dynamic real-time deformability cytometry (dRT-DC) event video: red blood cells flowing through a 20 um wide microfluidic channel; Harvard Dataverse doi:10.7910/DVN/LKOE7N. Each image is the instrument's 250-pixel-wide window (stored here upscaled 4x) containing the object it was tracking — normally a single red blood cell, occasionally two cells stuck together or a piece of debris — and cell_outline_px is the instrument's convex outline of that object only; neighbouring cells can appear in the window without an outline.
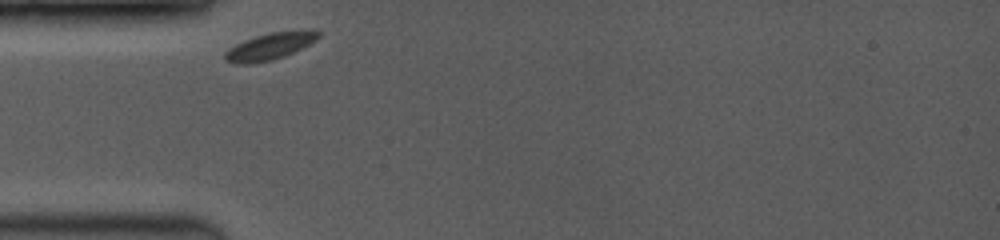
{"species": "common noctule bat (a hibernating species)", "species_latin": "Nyctalus noctula", "temperature_condition": "room temperature", "stored_images_in_passage": 33, "camera_frame_rate_fps": 3500, "um_per_image_px": 0.085, "animal": {"sex": "female", "body_mass_g": 19.0, "forearm_length_mm": 53.3}, "frame": {"image": 1, "passage_image": 1, "time_ms": 0.0, "image_size_px": [1000, 240], "cell_outline_px": [[320, 36], [316, 40], [284, 56], [272, 60], [252, 64], [236, 64], [224, 60], [224, 52], [236, 44], [244, 40], [268, 32], [320, 32]], "centroid_in_image_um": [22.82, 3.98], "position_along_channel_um": 62.2, "area_um2": 14.1}}
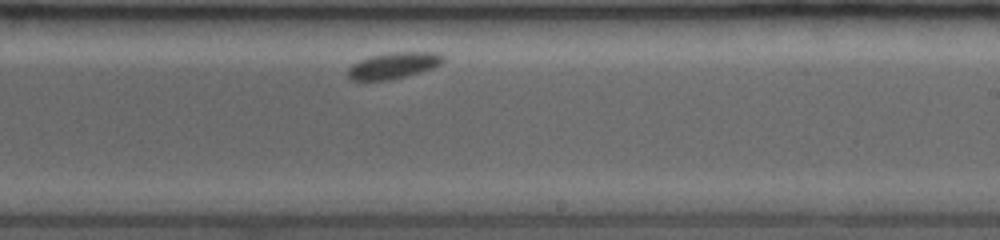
{"frame": {"image": 2, "passage_image": 20, "time_ms": 5.429, "image_size_px": [1000, 240], "cell_outline_px": [[444, 60], [440, 64], [432, 68], [420, 72], [388, 80], [352, 80], [348, 76], [348, 68], [352, 64], [360, 60], [372, 56], [388, 52], [440, 52], [444, 56]], "centroid_in_image_um": [33.47, 5.55], "position_along_channel_um": 255.5, "area_um2": 14.45}}
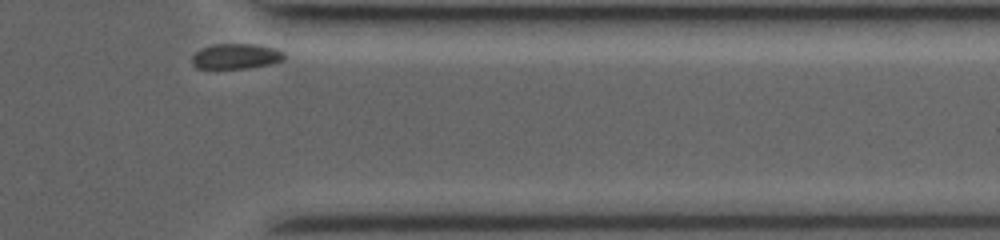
{"frame": {"image": 3, "passage_image": 33, "time_ms": 9.143, "image_size_px": [1000, 240], "cell_outline_px": [[284, 60], [272, 64], [244, 68], [196, 68], [192, 64], [192, 56], [196, 52], [204, 48], [216, 44], [256, 44], [276, 48], [284, 52]], "centroid_in_image_um": [20.1, 4.78], "position_along_channel_um": 391.3, "area_um2": 13.53}, "authors_computed_cell_mechanics": {"area_um2": 14.5656, "velocity_mm_per_s": 3.6171, "shape_relaxation_time_tau1_ms": 0.5334, "shape_relaxation_time_tau2_ms": null, "deformation_change_tau1": 0.0319, "deformation_change_tau2": null}}